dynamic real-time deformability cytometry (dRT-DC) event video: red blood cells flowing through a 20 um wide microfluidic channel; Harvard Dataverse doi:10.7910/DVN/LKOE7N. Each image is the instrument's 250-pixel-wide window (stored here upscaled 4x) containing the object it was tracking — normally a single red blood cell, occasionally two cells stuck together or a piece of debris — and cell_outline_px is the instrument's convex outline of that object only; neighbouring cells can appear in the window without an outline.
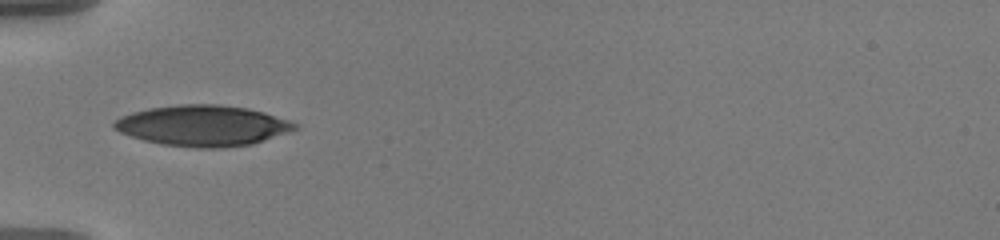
{"species": "human", "species_latin": "Homo sapiens", "temperature_condition": "warm", "stored_images_in_passage": 38, "camera_frame_rate_fps": 3000, "um_per_image_px": 0.085, "donor": {"sex": "male"}, "frame": {"image": 1, "passage_image": 1, "time_ms": 0.0, "image_size_px": [1000, 240], "cell_outline_px": [[300, 128], [252, 144], [220, 148], [200, 148], [164, 144], [144, 140], [120, 132], [112, 128], [112, 124], [120, 116], [132, 112], [148, 108], [176, 104], [220, 104], [248, 108], [264, 112], [300, 124]], "centroid_in_image_um": [17.25, 10.67], "position_along_channel_um": 67.8, "area_um2": 43.0}}
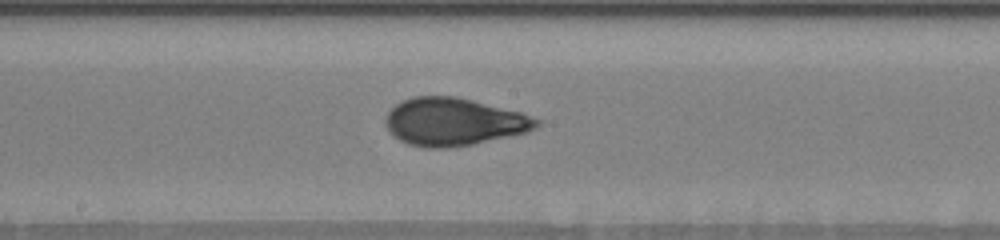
{"frame": {"image": 2, "passage_image": 13, "time_ms": 4.0, "image_size_px": [1000, 240], "cell_outline_px": [[540, 124], [536, 128], [524, 132], [472, 144], [448, 148], [432, 148], [408, 144], [400, 140], [388, 132], [384, 124], [384, 120], [388, 112], [396, 104], [412, 96], [456, 96], [520, 112], [540, 120]], "centroid_in_image_um": [38.51, 10.35], "position_along_channel_um": 209.7, "area_um2": 41.67}}
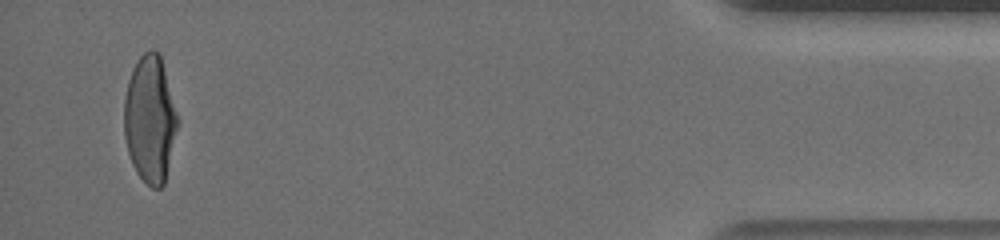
{"frame": {"image": 3, "passage_image": 36, "time_ms": 11.667, "image_size_px": [1000, 240], "cell_outline_px": [[180, 120], [164, 184], [160, 188], [152, 188], [136, 172], [132, 164], [128, 152], [124, 136], [124, 100], [128, 80], [132, 68], [140, 56], [148, 48], [152, 48], [160, 56]], "centroid_in_image_um": [12.75, 10.13], "position_along_channel_um": 422.4, "area_um2": 39.77}, "authors_computed_cell_mechanics": {"area_um2": 40.4311, "velocity_mm_per_s": 3.5985, "shape_relaxation_time_tau1_ms": 5.2045, "shape_relaxation_time_tau2_ms": null, "deformation_change_tau1": 0.2068, "deformation_change_tau2": null}}